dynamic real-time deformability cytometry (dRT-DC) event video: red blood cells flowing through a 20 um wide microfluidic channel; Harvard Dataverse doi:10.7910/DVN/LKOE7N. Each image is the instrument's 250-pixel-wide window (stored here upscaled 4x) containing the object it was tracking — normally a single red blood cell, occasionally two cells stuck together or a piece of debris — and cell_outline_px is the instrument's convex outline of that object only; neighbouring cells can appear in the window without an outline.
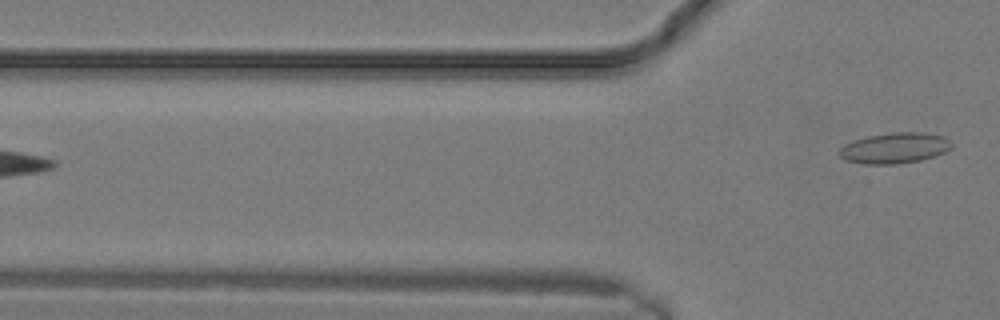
{"species": "common noctule bat (a hibernating species)", "species_latin": "Nyctalus noctula", "temperature_condition": "warm", "stored_images_in_passage": 11, "segment_of_instrument_passage": [2, 2], "camera_frame_rate_fps": 3000, "um_per_image_px": 0.085, "animal": {"sex": "male", "body_mass_g": 19.2, "forearm_length_mm": 51.8}, "frame": {"image": 1, "passage_image": 11, "time_ms": 3.333, "image_size_px": [1000, 320], "cell_outline_px": [[952, 148], [936, 156], [920, 160], [896, 164], [864, 164], [844, 160], [836, 152], [844, 144], [852, 140], [868, 136], [892, 132], [924, 132], [944, 136], [952, 144]], "centroid_in_image_um": [76.02, 12.58], "position_along_channel_um": 49.8, "area_um2": 20.35}}